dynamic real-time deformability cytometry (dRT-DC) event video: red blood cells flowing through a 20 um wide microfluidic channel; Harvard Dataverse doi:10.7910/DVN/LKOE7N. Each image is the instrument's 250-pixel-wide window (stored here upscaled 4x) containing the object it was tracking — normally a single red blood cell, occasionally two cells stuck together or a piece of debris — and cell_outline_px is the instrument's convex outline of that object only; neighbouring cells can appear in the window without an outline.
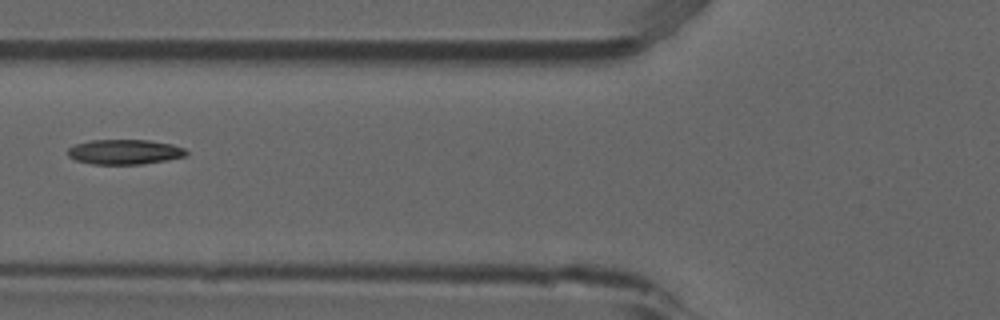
{"species": "common noctule bat (a hibernating species)", "species_latin": "Nyctalus noctula", "temperature_condition": "room temperature", "stored_images_in_passage": 6, "camera_frame_rate_fps": 3000, "um_per_image_px": 0.085, "animal": {"sex": "male", "forearm_length_mm": 52.5}, "frame": {"image": 1, "passage_image": 6, "time_ms": 1.667, "image_size_px": [1000, 320], "cell_outline_px": [[188, 156], [168, 160], [140, 164], [92, 164], [76, 160], [68, 156], [68, 148], [76, 144], [92, 140], [148, 140], [172, 144], [184, 148], [188, 152]], "centroid_in_image_um": [10.63, 12.91], "position_along_channel_um": 115.2, "area_um2": 17.22}}